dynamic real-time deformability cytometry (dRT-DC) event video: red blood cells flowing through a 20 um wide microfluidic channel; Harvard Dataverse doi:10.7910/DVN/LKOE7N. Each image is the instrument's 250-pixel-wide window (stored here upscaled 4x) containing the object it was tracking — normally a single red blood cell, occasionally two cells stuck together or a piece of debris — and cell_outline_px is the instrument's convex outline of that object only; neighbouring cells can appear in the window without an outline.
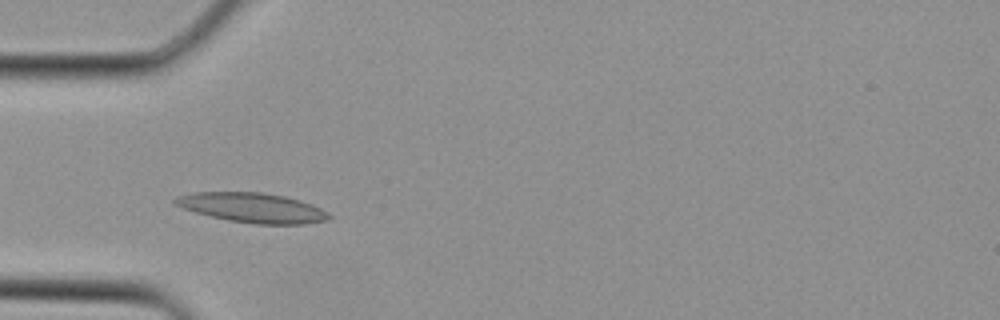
{"species": "Egyptian fruit bat (a non-hibernating species)", "species_latin": "Rousettus aegyptiacus", "temperature_condition": "cold", "stored_images_in_passage": 2, "camera_frame_rate_fps": 3000, "um_per_image_px": 0.085, "animal": {"sex": "female"}, "frame": {"image": 1, "passage_image": 2, "time_ms": 0.333, "image_size_px": [1000, 320], "cell_outline_px": [[332, 216], [328, 220], [304, 224], [256, 224], [228, 220], [196, 212], [184, 208], [176, 204], [172, 200], [176, 196], [192, 192], [264, 192], [284, 196], [300, 200], [312, 204], [328, 212]], "centroid_in_image_um": [21.48, 17.65], "position_along_channel_um": 63.5, "area_um2": 26.59}}